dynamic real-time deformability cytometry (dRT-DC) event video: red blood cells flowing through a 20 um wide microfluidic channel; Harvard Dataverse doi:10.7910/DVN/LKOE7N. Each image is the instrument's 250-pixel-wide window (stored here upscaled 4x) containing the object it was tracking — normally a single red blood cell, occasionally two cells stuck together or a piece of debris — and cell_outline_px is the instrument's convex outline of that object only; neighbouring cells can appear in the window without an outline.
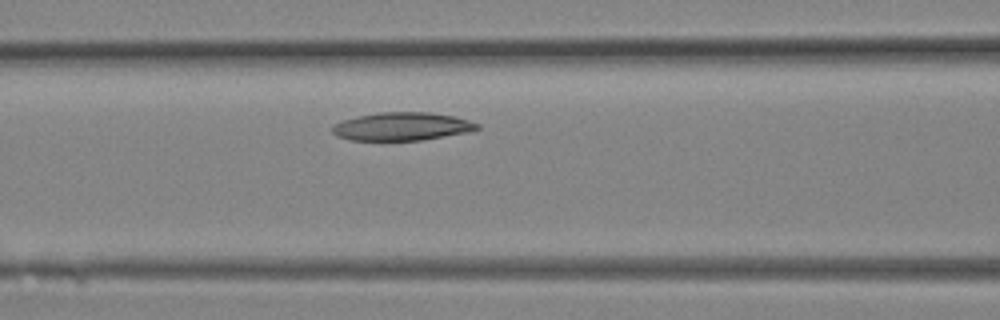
{"species": "Egyptian fruit bat (a non-hibernating species)", "species_latin": "Rousettus aegyptiacus", "temperature_condition": "room temperature", "stored_images_in_passage": 12, "segment_of_instrument_passage": [1, 2], "camera_frame_rate_fps": 3000, "um_per_image_px": 0.085, "animal": {"sex": "female"}, "frame": {"image": 1, "passage_image": 6, "time_ms": 1.667, "image_size_px": [1000, 320], "cell_outline_px": [[480, 128], [468, 132], [420, 140], [348, 140], [336, 136], [332, 132], [332, 124], [344, 120], [360, 116], [380, 112], [428, 112], [456, 116], [480, 124]], "centroid_in_image_um": [34.17, 10.75], "position_along_channel_um": 132.4, "area_um2": 23.7}}
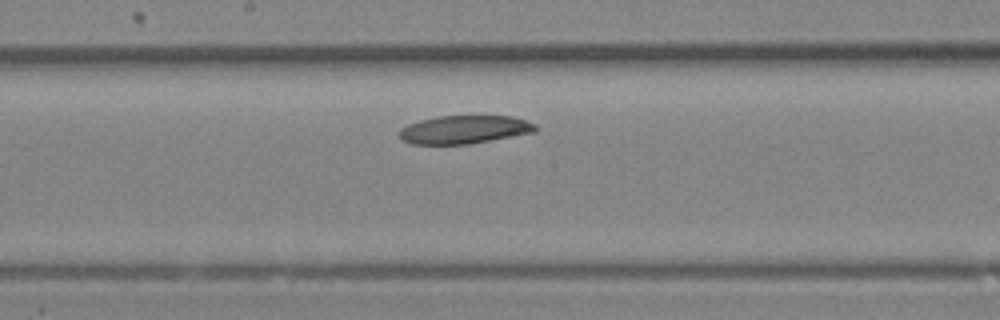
{"frame": {"image": 2, "passage_image": 9, "time_ms": 2.667, "image_size_px": [1000, 320], "cell_outline_px": [[536, 132], [468, 144], [412, 144], [400, 140], [400, 128], [408, 124], [420, 120], [440, 116], [512, 116], [536, 124]], "centroid_in_image_um": [39.45, 11.01], "position_along_channel_um": 208.8, "area_um2": 22.31}}